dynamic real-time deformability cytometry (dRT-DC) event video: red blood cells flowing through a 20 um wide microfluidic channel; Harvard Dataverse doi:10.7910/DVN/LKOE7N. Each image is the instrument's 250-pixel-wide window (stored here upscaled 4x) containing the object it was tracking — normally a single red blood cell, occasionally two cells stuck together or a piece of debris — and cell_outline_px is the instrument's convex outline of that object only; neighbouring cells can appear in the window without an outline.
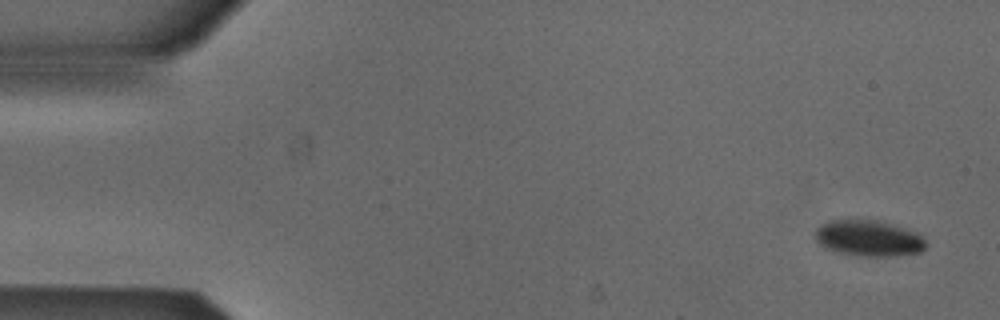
{"species": "Egyptian fruit bat (a non-hibernating species)", "species_latin": "Rousettus aegyptiacus", "temperature_condition": "cold", "stored_images_in_passage": 5, "camera_frame_rate_fps": 3000, "um_per_image_px": 0.085, "animal": {"sex": "male"}, "frame": {"image": 1, "passage_image": 1, "time_ms": 0.0, "image_size_px": [1000, 320], "cell_outline_px": [[928, 244], [920, 252], [896, 256], [864, 256], [836, 252], [824, 248], [812, 236], [816, 228], [820, 224], [828, 220], [880, 220], [916, 232]], "centroid_in_image_um": [73.78, 20.25], "position_along_channel_um": 11.2, "area_um2": 23.47}}
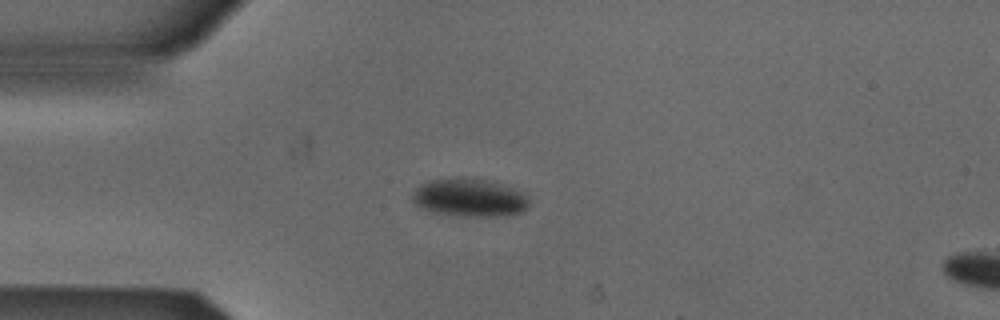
{"frame": {"image": 2, "passage_image": 4, "time_ms": 1.0, "image_size_px": [1000, 320], "cell_outline_px": [[528, 208], [512, 216], [460, 216], [428, 212], [420, 208], [412, 200], [412, 192], [420, 184], [428, 180], [484, 180], [504, 184], [528, 192]], "centroid_in_image_um": [39.95, 16.84], "position_along_channel_um": 45.0, "area_um2": 25.95}}